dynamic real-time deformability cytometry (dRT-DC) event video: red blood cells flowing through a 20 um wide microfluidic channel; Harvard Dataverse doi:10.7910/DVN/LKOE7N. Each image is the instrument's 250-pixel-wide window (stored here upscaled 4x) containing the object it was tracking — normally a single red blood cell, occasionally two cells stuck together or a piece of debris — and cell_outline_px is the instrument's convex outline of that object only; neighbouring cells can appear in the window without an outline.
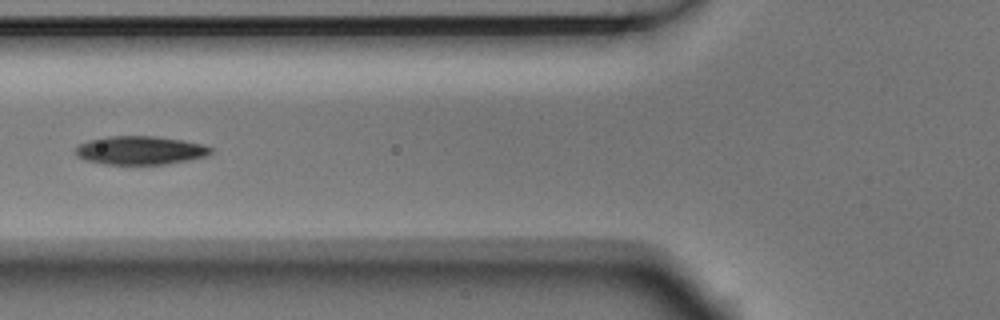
{"species": "Egyptian fruit bat (a non-hibernating species)", "species_latin": "Rousettus aegyptiacus", "temperature_condition": "room temperature", "stored_images_in_passage": 9, "camera_frame_rate_fps": 3000, "um_per_image_px": 0.085, "animal": {"sex": "male"}, "frame": {"image": 1, "passage_image": 6, "time_ms": 1.667, "image_size_px": [1000, 320], "cell_outline_px": [[212, 152], [208, 156], [188, 160], [164, 164], [104, 164], [84, 160], [76, 156], [76, 148], [80, 144], [88, 140], [108, 136], [156, 136], [184, 140], [204, 144], [212, 148]], "centroid_in_image_um": [11.93, 12.77], "position_along_channel_um": 113.9, "area_um2": 22.6}}
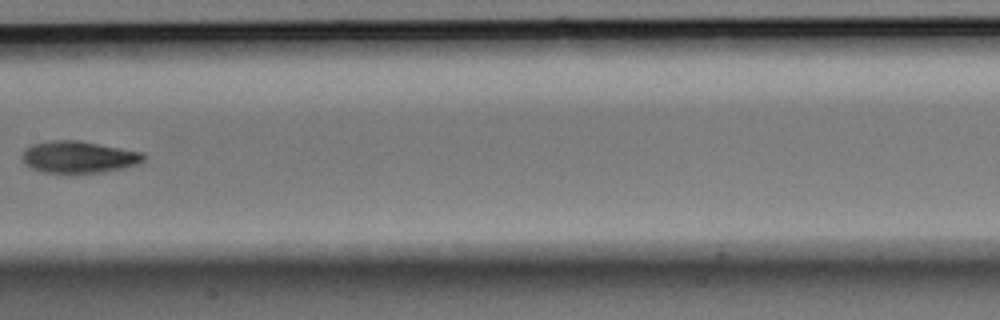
{"frame": {"image": 2, "passage_image": 8, "time_ms": 2.333, "image_size_px": [1000, 320], "cell_outline_px": [[148, 156], [144, 160], [136, 164], [104, 172], [76, 176], [68, 176], [44, 172], [32, 168], [24, 164], [24, 148], [32, 144], [52, 140], [76, 140], [144, 152]], "centroid_in_image_um": [6.69, 13.39], "position_along_channel_um": 200.7, "area_um2": 23.24}}
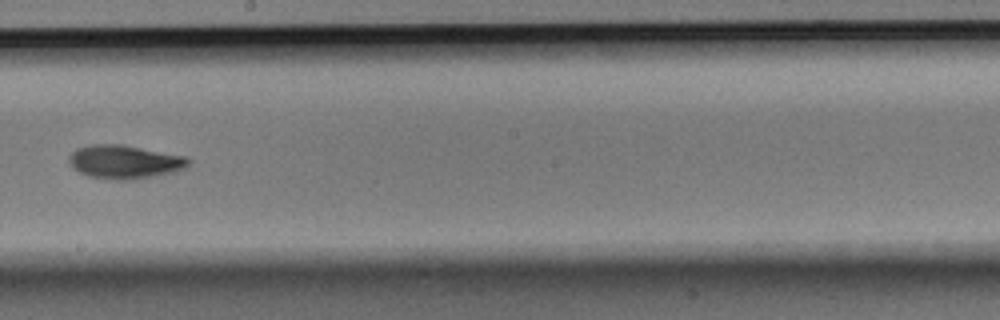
{"frame": {"image": 3, "passage_image": 9, "time_ms": 2.667, "image_size_px": [1000, 320], "cell_outline_px": [[192, 160], [184, 168], [176, 172], [156, 176], [124, 180], [116, 180], [88, 176], [72, 168], [68, 160], [68, 156], [76, 148], [92, 144], [124, 144], [188, 156]], "centroid_in_image_um": [10.62, 13.74], "position_along_channel_um": 237.6, "area_um2": 23.76}}